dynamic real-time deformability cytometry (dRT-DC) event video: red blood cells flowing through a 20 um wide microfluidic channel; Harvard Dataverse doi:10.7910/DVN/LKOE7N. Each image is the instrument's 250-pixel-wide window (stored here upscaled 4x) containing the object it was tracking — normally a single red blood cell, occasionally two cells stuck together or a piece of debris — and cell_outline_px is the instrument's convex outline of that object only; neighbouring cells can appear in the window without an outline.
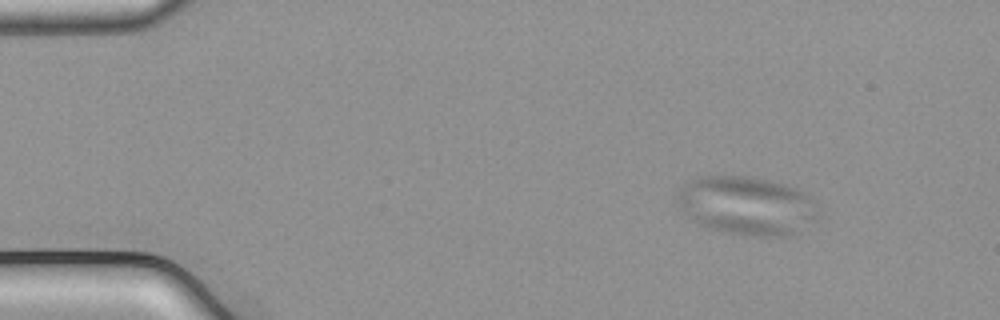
{"species": "common noctule bat (a hibernating species)", "species_latin": "Nyctalus noctula", "temperature_condition": "cold", "stored_images_in_passage": 48, "camera_frame_rate_fps": 3000, "um_per_image_px": 0.085, "animal": {"sex": "male", "body_mass_g": 21.5, "forearm_length_mm": 52.0}, "frame": {"image": 1, "passage_image": 1, "time_ms": 0.0, "image_size_px": [1000, 320], "cell_outline_px": [[820, 216], [816, 220], [796, 236], [744, 236], [724, 232], [708, 228], [700, 224], [688, 216], [684, 212], [676, 200], [676, 192], [684, 184], [696, 176], [744, 176], [768, 180], [784, 184], [796, 188], [804, 192], [820, 204]], "centroid_in_image_um": [63.55, 17.5], "position_along_channel_um": 21.5, "area_um2": 49.13}}
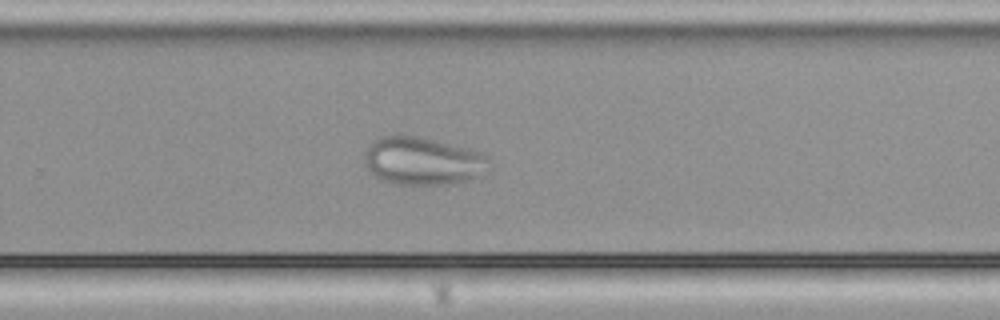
{"frame": {"image": 2, "passage_image": 30, "time_ms": 9.667, "image_size_px": [1000, 320], "cell_outline_px": [[488, 172], [468, 180], [448, 184], [400, 184], [384, 180], [368, 172], [364, 164], [364, 152], [368, 144], [380, 136], [400, 132], [420, 136], [472, 148], [488, 156]], "centroid_in_image_um": [35.9, 13.63], "position_along_channel_um": 293.9, "area_um2": 35.72}}
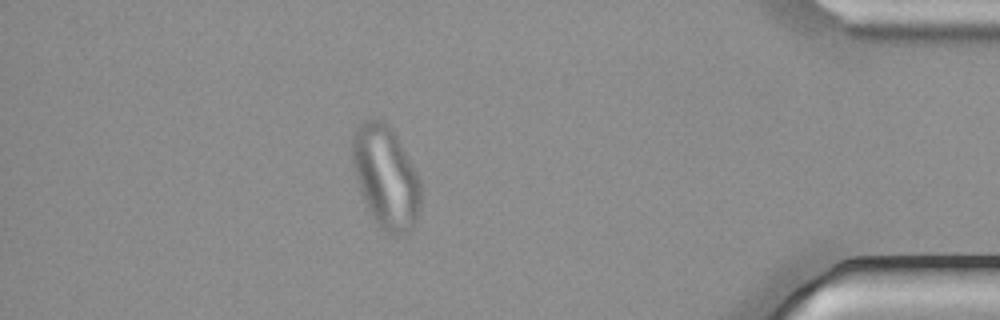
{"frame": {"image": 3, "passage_image": 42, "time_ms": 13.667, "image_size_px": [1000, 320], "cell_outline_px": [[420, 204], [416, 220], [400, 236], [392, 236], [384, 232], [380, 228], [364, 204], [352, 164], [352, 132], [356, 124], [364, 120], [380, 120], [388, 124], [396, 136], [412, 164], [420, 180]], "centroid_in_image_um": [32.75, 15.03], "position_along_channel_um": 402.5, "area_um2": 40.75}}